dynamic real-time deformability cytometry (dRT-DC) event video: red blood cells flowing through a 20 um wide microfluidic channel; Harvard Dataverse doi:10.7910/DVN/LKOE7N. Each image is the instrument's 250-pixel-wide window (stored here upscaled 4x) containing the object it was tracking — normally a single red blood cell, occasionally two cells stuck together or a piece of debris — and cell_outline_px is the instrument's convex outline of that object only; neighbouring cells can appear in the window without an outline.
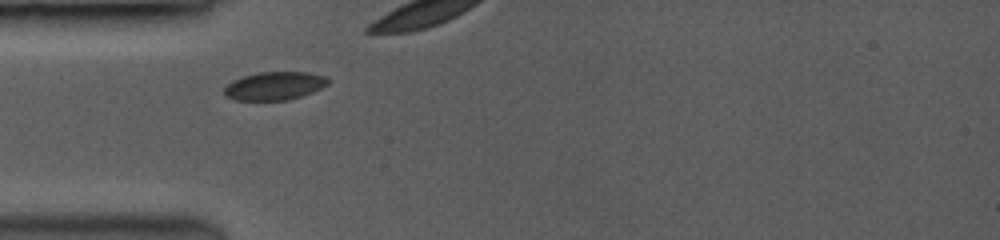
{"species": "common noctule bat (a hibernating species)", "species_latin": "Nyctalus noctula", "temperature_condition": "room temperature", "stored_images_in_passage": 15, "camera_frame_rate_fps": 3500, "um_per_image_px": 0.085, "animal": {"sex": "female", "body_mass_g": 19.0, "forearm_length_mm": 53.3}, "frame": {"image": 1, "passage_image": 1, "time_ms": 0.0, "image_size_px": [1000, 240], "cell_outline_px": [[328, 84], [312, 92], [288, 100], [236, 100], [224, 96], [224, 88], [232, 80], [244, 76], [260, 72], [308, 72], [324, 76], [328, 80]], "centroid_in_image_um": [23.3, 7.3], "position_along_channel_um": 61.7, "area_um2": 16.94}}